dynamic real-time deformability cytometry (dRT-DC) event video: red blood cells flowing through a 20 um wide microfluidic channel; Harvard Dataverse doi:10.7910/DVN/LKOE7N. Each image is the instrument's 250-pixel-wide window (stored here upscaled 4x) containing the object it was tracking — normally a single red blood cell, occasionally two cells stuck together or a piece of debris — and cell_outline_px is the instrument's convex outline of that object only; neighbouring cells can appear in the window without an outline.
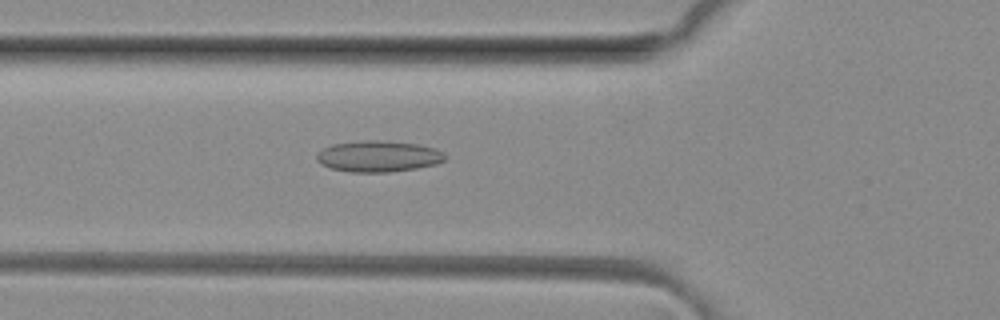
{"species": "common noctule bat (a hibernating species)", "species_latin": "Nyctalus noctula", "temperature_condition": "room temperature", "stored_images_in_passage": 48, "camera_frame_rate_fps": 3000, "um_per_image_px": 0.085, "animal": {"sex": "female", "body_mass_g": 29.2, "forearm_length_mm": 56.3}, "frame": {"image": 1, "passage_image": 18, "time_ms": 5.667, "image_size_px": [1000, 320], "cell_outline_px": [[444, 160], [436, 164], [416, 168], [388, 172], [348, 172], [332, 168], [320, 164], [316, 160], [316, 152], [332, 144], [364, 140], [376, 140], [420, 144], [436, 148], [444, 152]], "centroid_in_image_um": [32.14, 13.28], "position_along_channel_um": 93.7, "area_um2": 23.41}}
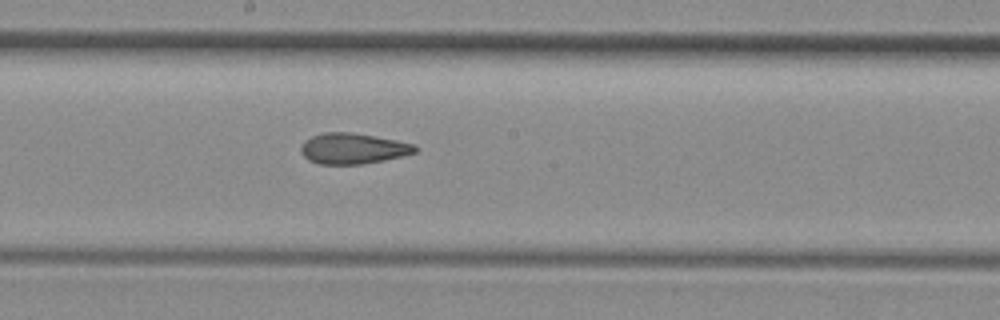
{"frame": {"image": 2, "passage_image": 27, "time_ms": 8.667, "image_size_px": [1000, 320], "cell_outline_px": [[416, 152], [384, 160], [360, 164], [320, 164], [308, 160], [300, 152], [300, 144], [304, 140], [312, 136], [324, 132], [352, 132], [396, 140], [416, 144]], "centroid_in_image_um": [29.95, 12.61], "position_along_channel_um": 218.2, "area_um2": 20.46}}
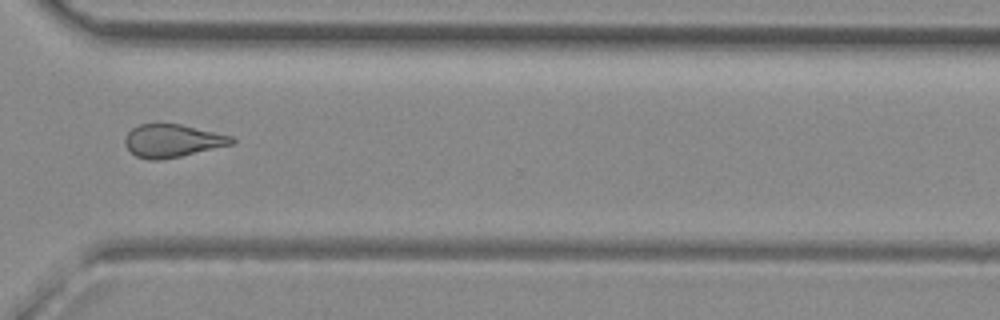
{"frame": {"image": 3, "passage_image": 37, "time_ms": 12.0, "image_size_px": [1000, 320], "cell_outline_px": [[236, 140], [232, 144], [180, 156], [160, 160], [148, 160], [136, 156], [124, 144], [124, 136], [132, 128], [140, 124], [180, 124], [232, 136]], "centroid_in_image_um": [14.62, 11.96], "position_along_channel_um": 356.0, "area_um2": 20.29}, "authors_computed_cell_mechanics": {"area_um2": 21.1259, "velocity_mm_per_s": 4.1401, "shape_relaxation_time_tau1_ms": null, "shape_relaxation_time_tau2_ms": 3.1717, "deformation_change_tau1": null, "deformation_change_tau2": 0.1201}}